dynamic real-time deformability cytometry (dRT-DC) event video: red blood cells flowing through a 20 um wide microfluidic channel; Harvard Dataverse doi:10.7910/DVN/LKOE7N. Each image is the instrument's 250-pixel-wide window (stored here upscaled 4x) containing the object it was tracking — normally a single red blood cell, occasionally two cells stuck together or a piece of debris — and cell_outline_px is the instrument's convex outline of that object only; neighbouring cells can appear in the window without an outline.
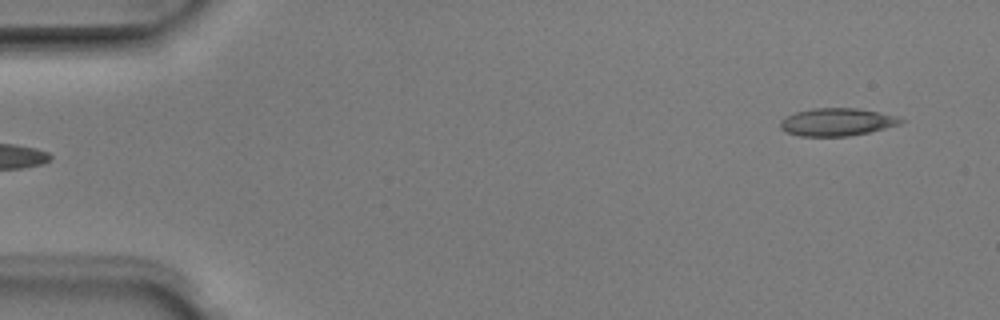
{"species": "Egyptian fruit bat (a non-hibernating species)", "species_latin": "Rousettus aegyptiacus", "temperature_condition": "room temperature", "stored_images_in_passage": 5, "segment_of_instrument_passage": [2, 2], "camera_frame_rate_fps": 3000, "um_per_image_px": 0.085, "animal": {"sex": "male"}, "frame": {"image": 1, "passage_image": 5, "time_ms": 1.333, "image_size_px": [1000, 320], "cell_outline_px": [[904, 120], [900, 124], [868, 132], [848, 136], [800, 136], [788, 132], [780, 128], [780, 120], [784, 116], [796, 112], [812, 108], [856, 108], [880, 112], [896, 116]], "centroid_in_image_um": [71.1, 10.36], "position_along_channel_um": 13.9, "area_um2": 19.36}}